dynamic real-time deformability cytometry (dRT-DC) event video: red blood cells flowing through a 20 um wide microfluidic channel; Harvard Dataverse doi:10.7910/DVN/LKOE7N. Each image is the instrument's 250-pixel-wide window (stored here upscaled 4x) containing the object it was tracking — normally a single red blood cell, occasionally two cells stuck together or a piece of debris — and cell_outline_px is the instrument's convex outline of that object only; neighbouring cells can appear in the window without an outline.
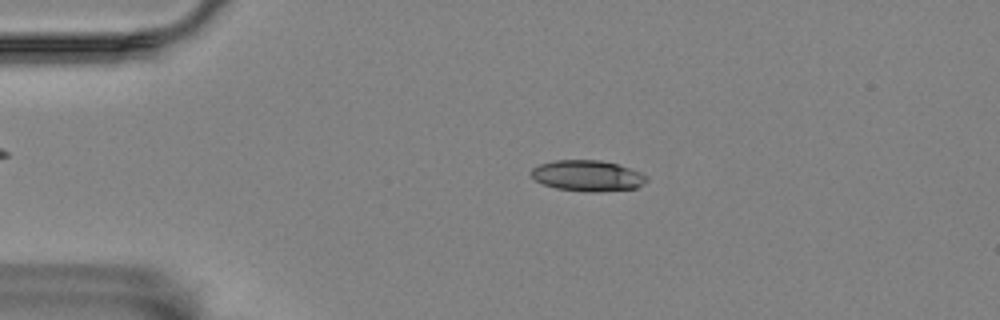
{"species": "Egyptian fruit bat (a non-hibernating species)", "species_latin": "Rousettus aegyptiacus", "temperature_condition": "room temperature", "stored_images_in_passage": 9, "camera_frame_rate_fps": 3000, "um_per_image_px": 0.085, "animal": {"sex": "female"}, "frame": {"image": 1, "passage_image": 2, "time_ms": 1.333, "image_size_px": [1000, 320], "cell_outline_px": [[648, 180], [644, 184], [636, 188], [600, 192], [588, 192], [556, 188], [544, 184], [536, 180], [528, 172], [532, 168], [540, 164], [556, 160], [600, 160], [616, 164], [640, 172], [648, 176]], "centroid_in_image_um": [49.95, 14.94], "position_along_channel_um": 35.1, "area_um2": 20.81}}
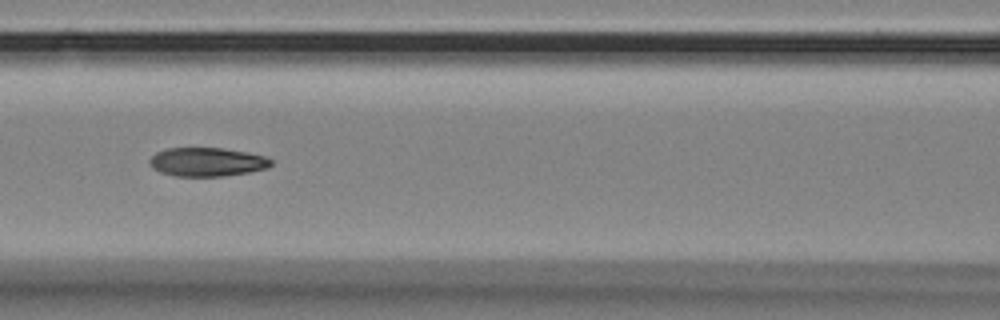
{"frame": {"image": 2, "passage_image": 6, "time_ms": 5.667, "image_size_px": [1000, 320], "cell_outline_px": [[272, 164], [268, 168], [248, 172], [224, 176], [176, 176], [160, 172], [152, 168], [148, 164], [148, 160], [156, 152], [168, 148], [224, 148], [248, 152], [264, 156], [272, 160]], "centroid_in_image_um": [17.58, 13.76], "position_along_channel_um": 149.0, "area_um2": 20.46}}
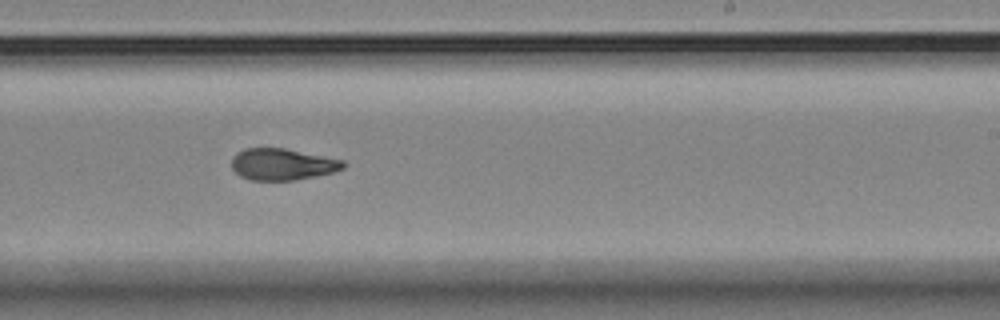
{"frame": {"image": 3, "passage_image": 9, "time_ms": 9.0, "image_size_px": [1000, 320], "cell_outline_px": [[348, 164], [344, 168], [336, 172], [296, 180], [252, 180], [240, 176], [232, 168], [232, 156], [236, 152], [244, 148], [284, 148], [344, 160]], "centroid_in_image_um": [24.03, 13.96], "position_along_channel_um": 265.0, "area_um2": 20.75}}